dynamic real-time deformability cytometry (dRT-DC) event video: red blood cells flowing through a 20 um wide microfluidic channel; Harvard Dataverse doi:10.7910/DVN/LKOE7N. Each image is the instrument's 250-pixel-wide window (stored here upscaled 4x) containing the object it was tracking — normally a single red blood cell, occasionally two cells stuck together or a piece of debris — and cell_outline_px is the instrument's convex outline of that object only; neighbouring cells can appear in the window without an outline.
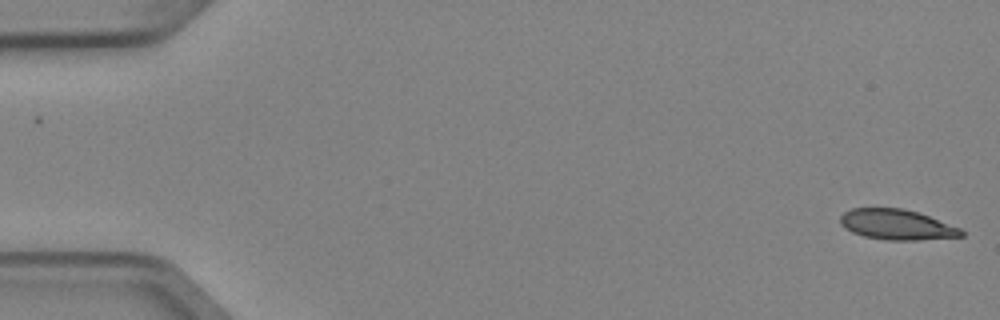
{"species": "Egyptian fruit bat (a non-hibernating species)", "species_latin": "Rousettus aegyptiacus", "temperature_condition": "cold", "stored_images_in_passage": 5, "camera_frame_rate_fps": 3000, "um_per_image_px": 0.085, "animal": {"sex": "female"}, "frame": {"image": 1, "passage_image": 1, "time_ms": 0.0, "image_size_px": [1000, 320], "cell_outline_px": [[964, 236], [916, 240], [888, 240], [864, 236], [852, 232], [844, 228], [840, 224], [840, 216], [844, 212], [852, 208], [904, 208], [920, 212], [960, 228], [964, 232]], "centroid_in_image_um": [76.22, 19.08], "position_along_channel_um": 8.8, "area_um2": 21.5}}
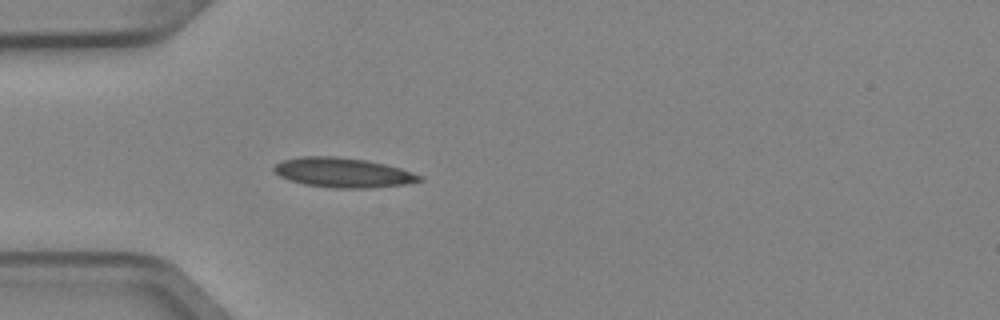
{"frame": {"image": 2, "passage_image": 5, "time_ms": 1.333, "image_size_px": [1000, 320], "cell_outline_px": [[424, 180], [404, 184], [372, 188], [332, 188], [304, 184], [280, 176], [272, 168], [276, 164], [284, 160], [300, 156], [336, 156], [364, 160], [384, 164], [400, 168], [424, 176]], "centroid_in_image_um": [29.18, 14.67], "position_along_channel_um": 55.8, "area_um2": 25.03}}